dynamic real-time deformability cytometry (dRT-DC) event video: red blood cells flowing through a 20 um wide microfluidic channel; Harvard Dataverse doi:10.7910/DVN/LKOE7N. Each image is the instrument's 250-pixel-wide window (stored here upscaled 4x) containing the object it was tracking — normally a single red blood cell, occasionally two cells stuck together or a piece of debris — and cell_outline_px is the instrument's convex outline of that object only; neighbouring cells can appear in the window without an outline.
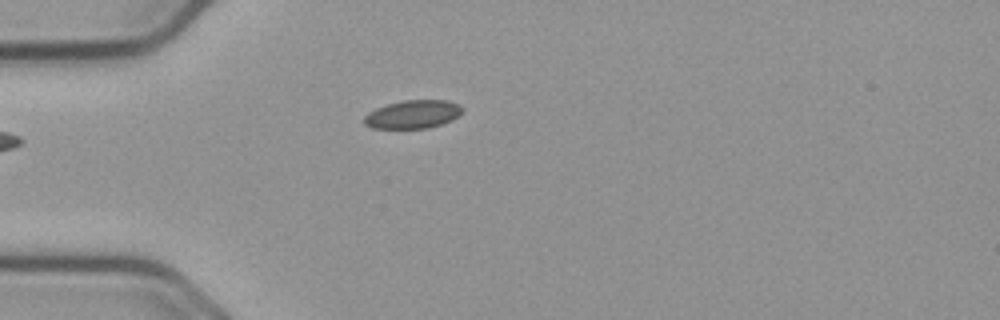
{"species": "common noctule bat (a hibernating species)", "species_latin": "Nyctalus noctula", "temperature_condition": "cold", "stored_images_in_passage": 42, "camera_frame_rate_fps": 3000, "um_per_image_px": 0.085, "animal": {"sex": "male", "body_mass_g": 23.1, "forearm_length_mm": 52.7}, "frame": {"image": 1, "passage_image": 1, "time_ms": 0.0, "image_size_px": [1000, 320], "cell_outline_px": [[464, 108], [452, 120], [428, 128], [372, 128], [364, 124], [364, 116], [368, 112], [376, 108], [388, 104], [404, 100], [448, 100], [460, 104]], "centroid_in_image_um": [35.09, 9.71], "position_along_channel_um": 49.9, "area_um2": 16.13}}
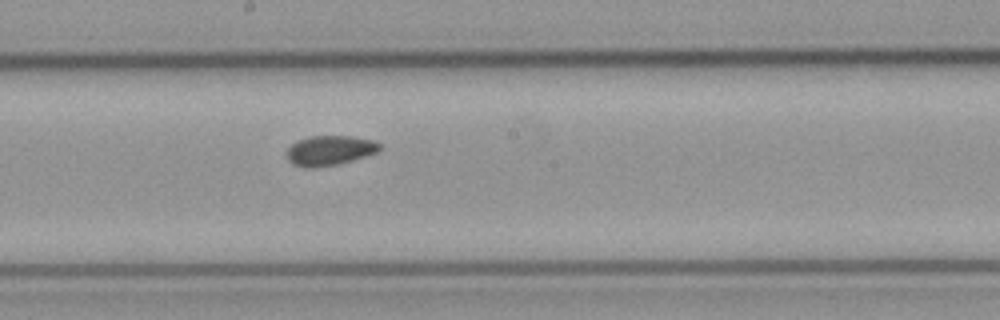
{"frame": {"image": 2, "passage_image": 16, "time_ms": 5.0, "image_size_px": [1000, 320], "cell_outline_px": [[380, 148], [376, 152], [340, 164], [312, 168], [304, 168], [292, 164], [288, 160], [288, 148], [296, 140], [312, 136], [352, 136], [372, 140], [380, 144]], "centroid_in_image_um": [27.99, 12.79], "position_along_channel_um": 220.2, "area_um2": 16.07}}
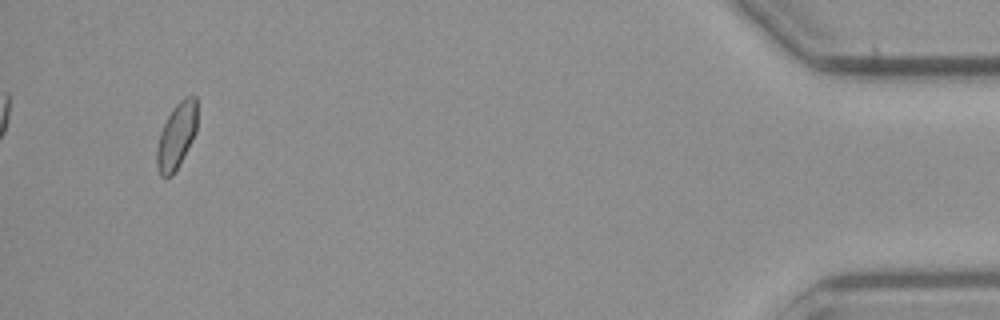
{"frame": {"image": 3, "passage_image": 39, "time_ms": 12.667, "image_size_px": [1000, 320], "cell_outline_px": [[196, 132], [180, 164], [172, 176], [160, 176], [156, 164], [156, 148], [160, 132], [172, 108], [184, 96], [196, 96]], "centroid_in_image_um": [14.99, 11.56], "position_along_channel_um": 420.2, "area_um2": 15.49}, "authors_computed_cell_mechanics": {"area_um2": 15.8372, "velocity_mm_per_s": 3.65, "shape_relaxation_time_tau1_ms": null, "shape_relaxation_time_tau2_ms": 3.5319, "deformation_change_tau1": null, "deformation_change_tau2": 0.0749}}